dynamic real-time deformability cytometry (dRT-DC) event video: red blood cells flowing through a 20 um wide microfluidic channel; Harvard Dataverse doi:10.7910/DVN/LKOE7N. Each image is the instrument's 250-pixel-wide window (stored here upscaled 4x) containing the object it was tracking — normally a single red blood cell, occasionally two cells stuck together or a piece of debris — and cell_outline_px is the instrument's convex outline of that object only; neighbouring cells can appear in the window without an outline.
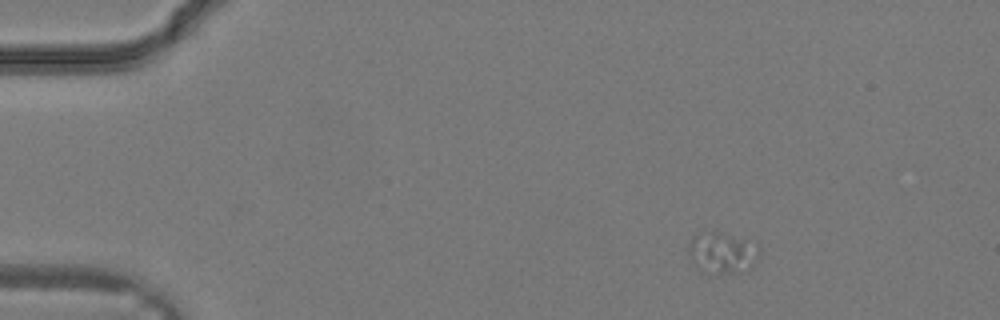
{"species": "common noctule bat (a hibernating species)", "species_latin": "Nyctalus noctula", "temperature_condition": "warm", "stored_images_in_passage": 12, "camera_frame_rate_fps": 3000, "um_per_image_px": 0.085, "animal": {"sex": "male", "body_mass_g": 19.2, "forearm_length_mm": 51.8}, "frame": {"image": 1, "passage_image": 3, "time_ms": 0.667, "image_size_px": [1000, 320], "cell_outline_px": [[760, 252], [752, 268], [720, 268], [692, 256], [688, 248], [692, 236], [712, 232], [720, 232], [744, 240], [760, 248]], "centroid_in_image_um": [61.52, 21.3], "position_along_channel_um": 23.5, "area_um2": 13.93}}
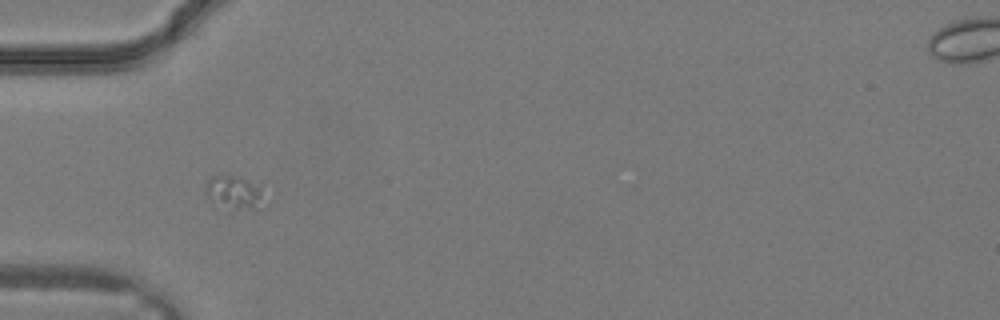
{"frame": {"image": 2, "passage_image": 9, "time_ms": 2.667, "image_size_px": [1000, 320], "cell_outline_px": [[268, 208], [232, 208], [212, 200], [204, 192], [204, 188], [208, 180], [212, 176], [232, 176], [260, 184], [268, 204]], "centroid_in_image_um": [20.03, 16.37], "position_along_channel_um": 65.0, "area_um2": 11.39}}